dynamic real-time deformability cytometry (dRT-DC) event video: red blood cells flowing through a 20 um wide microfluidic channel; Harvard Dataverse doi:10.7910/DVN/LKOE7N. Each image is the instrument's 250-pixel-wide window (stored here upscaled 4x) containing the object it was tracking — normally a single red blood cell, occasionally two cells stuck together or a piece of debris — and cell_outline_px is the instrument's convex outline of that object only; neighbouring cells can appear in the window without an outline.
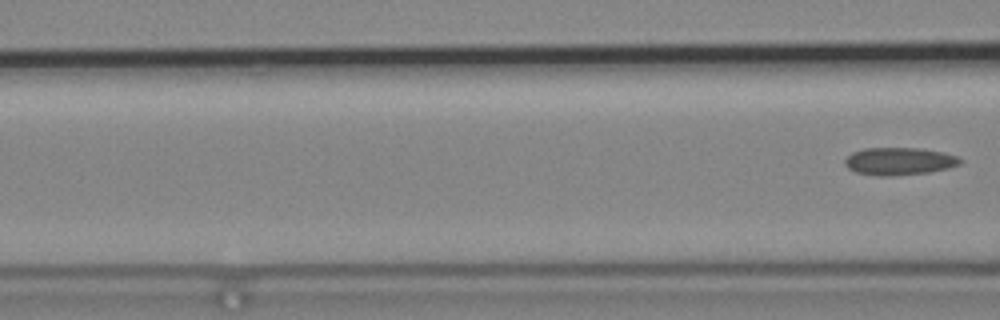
{"species": "common noctule bat (a hibernating species)", "species_latin": "Nyctalus noctula", "temperature_condition": "cold", "stored_images_in_passage": 6, "camera_frame_rate_fps": 3000, "um_per_image_px": 0.085, "animal": {"sex": "male", "body_mass_g": 19.2, "forearm_length_mm": 51.8}, "frame": {"image": 1, "passage_image": 6, "time_ms": 1.667, "image_size_px": [1000, 320], "cell_outline_px": [[964, 160], [960, 164], [948, 168], [928, 172], [896, 176], [876, 176], [856, 172], [848, 168], [844, 164], [844, 160], [852, 152], [864, 148], [920, 148], [944, 152], [960, 156]], "centroid_in_image_um": [76.46, 13.7], "position_along_channel_um": 90.1, "area_um2": 18.79}}